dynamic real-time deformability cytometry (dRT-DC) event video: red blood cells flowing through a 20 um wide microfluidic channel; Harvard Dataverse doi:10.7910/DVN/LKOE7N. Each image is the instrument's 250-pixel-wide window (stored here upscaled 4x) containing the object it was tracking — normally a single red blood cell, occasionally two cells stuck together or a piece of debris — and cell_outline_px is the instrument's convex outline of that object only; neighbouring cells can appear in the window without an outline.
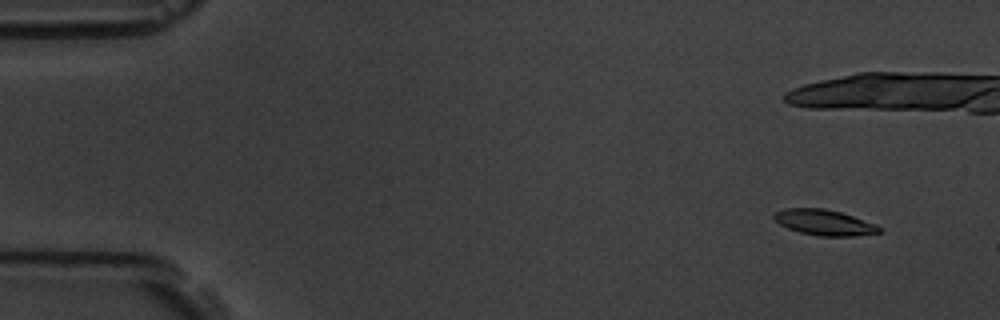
{"species": "common noctule bat (a hibernating species)", "species_latin": "Nyctalus noctula", "temperature_condition": "room temperature", "stored_images_in_passage": 9, "camera_frame_rate_fps": 3000, "um_per_image_px": 0.085, "animal": {"sex": "male", "body_mass_g": 19.5, "forearm_length_mm": 54.6}, "frame": {"image": 1, "passage_image": 2, "time_ms": 1.333, "image_size_px": [1000, 320], "cell_outline_px": [[880, 232], [856, 236], [820, 236], [800, 232], [788, 228], [780, 224], [772, 216], [772, 212], [784, 208], [824, 208], [840, 212], [876, 224], [880, 228]], "centroid_in_image_um": [70.02, 18.9], "position_along_channel_um": 15.0, "area_um2": 15.66}}